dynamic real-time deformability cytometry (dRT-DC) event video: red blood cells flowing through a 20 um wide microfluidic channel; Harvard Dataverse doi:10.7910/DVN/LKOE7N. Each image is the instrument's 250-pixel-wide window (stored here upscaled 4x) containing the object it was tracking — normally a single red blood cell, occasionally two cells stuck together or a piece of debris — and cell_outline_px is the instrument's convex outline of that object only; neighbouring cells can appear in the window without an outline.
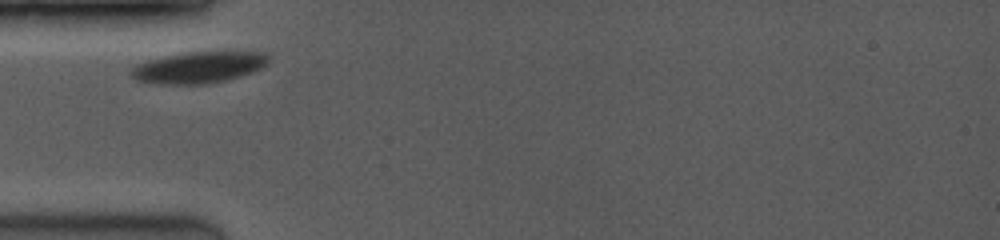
{"species": "common noctule bat (a hibernating species)", "species_latin": "Nyctalus noctula", "temperature_condition": "room temperature", "stored_images_in_passage": 13, "camera_frame_rate_fps": 3500, "um_per_image_px": 0.085, "animal": {"sex": "female", "body_mass_g": 19.0, "forearm_length_mm": 53.3}, "frame": {"image": 1, "passage_image": 1, "time_ms": 0.0, "image_size_px": [1000, 240], "cell_outline_px": [[272, 60], [268, 64], [252, 72], [240, 76], [208, 84], [164, 84], [136, 80], [128, 76], [128, 72], [132, 68], [148, 60], [188, 52], [268, 52], [272, 56]], "centroid_in_image_um": [16.94, 5.72], "position_along_channel_um": 68.1, "area_um2": 25.14}}
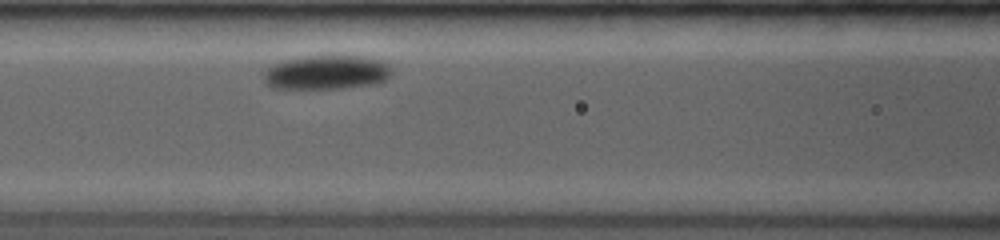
{"frame": {"image": 2, "passage_image": 4, "time_ms": 2.0, "image_size_px": [1000, 240], "cell_outline_px": [[392, 72], [388, 80], [376, 84], [340, 88], [272, 88], [264, 80], [264, 72], [272, 64], [284, 60], [304, 56], [364, 56], [388, 64]], "centroid_in_image_um": [27.77, 6.15], "position_along_channel_um": 138.8, "area_um2": 25.43}}
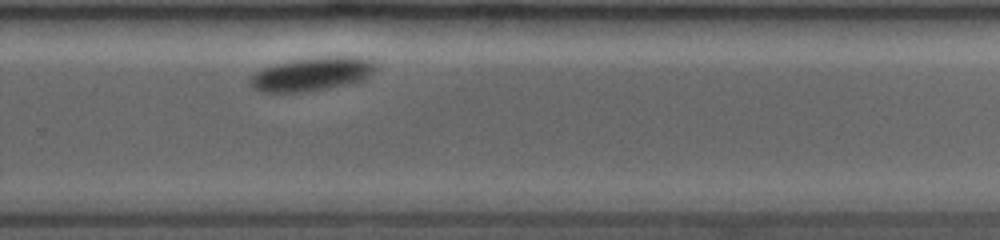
{"frame": {"image": 3, "passage_image": 13, "time_ms": 6.571, "image_size_px": [1000, 240], "cell_outline_px": [[380, 64], [368, 80], [328, 88], [304, 92], [260, 92], [252, 88], [248, 84], [248, 80], [256, 72], [264, 68], [276, 64], [292, 60], [328, 56], [360, 56]], "centroid_in_image_um": [26.59, 6.3], "position_along_channel_um": 303.2, "area_um2": 25.03}}